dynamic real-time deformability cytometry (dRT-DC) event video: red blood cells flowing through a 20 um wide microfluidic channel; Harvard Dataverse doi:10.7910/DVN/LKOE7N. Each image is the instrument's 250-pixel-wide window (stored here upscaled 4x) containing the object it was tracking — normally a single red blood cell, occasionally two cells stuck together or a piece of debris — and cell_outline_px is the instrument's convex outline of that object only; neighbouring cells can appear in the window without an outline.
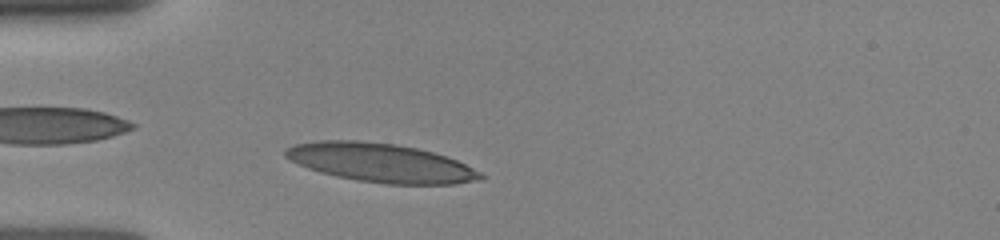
{"species": "human", "species_latin": "Homo sapiens", "temperature_condition": "room temperature", "stored_images_in_passage": 5, "camera_frame_rate_fps": 3000, "um_per_image_px": 0.085, "donor": {"sex": "female"}, "frame": {"image": 1, "passage_image": 2, "time_ms": 0.667, "image_size_px": [1000, 240], "cell_outline_px": [[484, 176], [480, 180], [452, 184], [384, 184], [356, 180], [336, 176], [320, 172], [308, 168], [284, 156], [284, 148], [292, 144], [320, 140], [356, 140], [396, 144], [416, 148], [432, 152], [456, 160], [480, 172]], "centroid_in_image_um": [32.32, 13.83], "position_along_channel_um": 52.7, "area_um2": 43.93}}
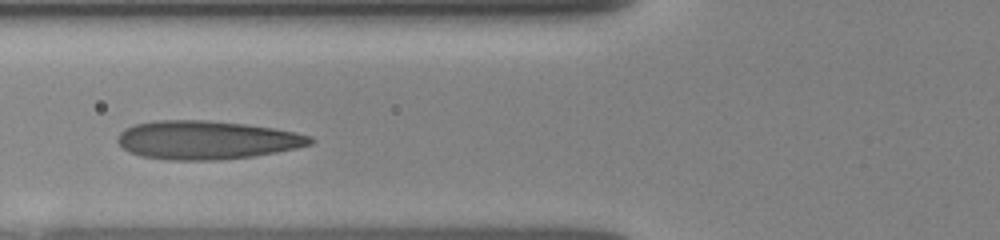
{"frame": {"image": 2, "passage_image": 4, "time_ms": 2.333, "image_size_px": [1000, 240], "cell_outline_px": [[316, 140], [312, 144], [296, 148], [276, 152], [252, 156], [220, 160], [168, 160], [140, 156], [128, 152], [116, 140], [116, 136], [124, 128], [136, 124], [156, 120], [208, 120], [244, 124], [272, 128], [312, 136]], "centroid_in_image_um": [17.53, 11.9], "position_along_channel_um": 108.3, "area_um2": 43.35}}